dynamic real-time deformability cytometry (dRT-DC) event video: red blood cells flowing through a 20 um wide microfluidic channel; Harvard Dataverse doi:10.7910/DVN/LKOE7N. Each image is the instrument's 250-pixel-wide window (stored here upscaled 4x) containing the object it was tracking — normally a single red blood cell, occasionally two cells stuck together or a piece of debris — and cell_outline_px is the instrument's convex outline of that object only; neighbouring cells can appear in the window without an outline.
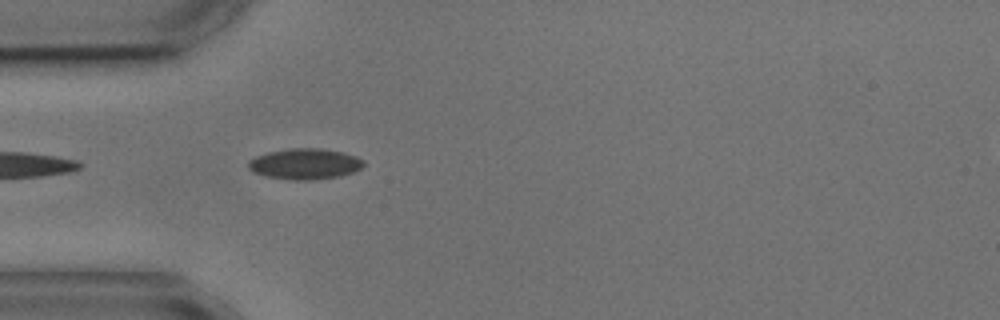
{"species": "common noctule bat (a hibernating species)", "species_latin": "Nyctalus noctula", "temperature_condition": "cold", "stored_images_in_passage": 3, "camera_frame_rate_fps": 3000, "um_per_image_px": 0.085, "animal": {"sex": "male", "body_mass_g": 17.9, "forearm_length_mm": 54.2}, "frame": {"image": 1, "passage_image": 3, "time_ms": 3.667, "image_size_px": [1000, 320], "cell_outline_px": [[364, 164], [360, 168], [352, 172], [340, 176], [312, 180], [292, 180], [264, 176], [252, 172], [248, 168], [248, 160], [256, 156], [268, 152], [288, 148], [320, 148], [344, 152], [356, 156], [364, 160]], "centroid_in_image_um": [25.89, 13.93], "position_along_channel_um": 59.1, "area_um2": 20.87}}